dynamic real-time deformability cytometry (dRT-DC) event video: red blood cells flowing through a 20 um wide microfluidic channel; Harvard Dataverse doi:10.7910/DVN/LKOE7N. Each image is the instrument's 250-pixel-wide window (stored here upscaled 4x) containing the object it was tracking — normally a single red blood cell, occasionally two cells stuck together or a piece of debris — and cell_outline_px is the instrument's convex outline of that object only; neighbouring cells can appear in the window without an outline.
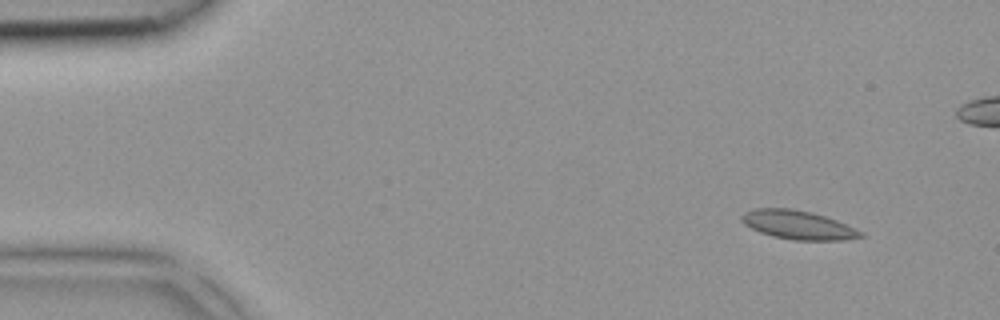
{"species": "common noctule bat (a hibernating species)", "species_latin": "Nyctalus noctula", "temperature_condition": "room temperature", "stored_images_in_passage": 41, "camera_frame_rate_fps": 3000, "um_per_image_px": 0.085, "animal": {"sex": "female", "body_mass_g": 18.4}, "frame": {"image": 1, "passage_image": 1, "time_ms": 0.0, "image_size_px": [1000, 320], "cell_outline_px": [[864, 236], [844, 240], [792, 240], [772, 236], [760, 232], [744, 224], [740, 220], [740, 216], [744, 212], [756, 208], [792, 208], [812, 212], [836, 220], [864, 232]], "centroid_in_image_um": [67.82, 19.11], "position_along_channel_um": 17.2, "area_um2": 20.0}}
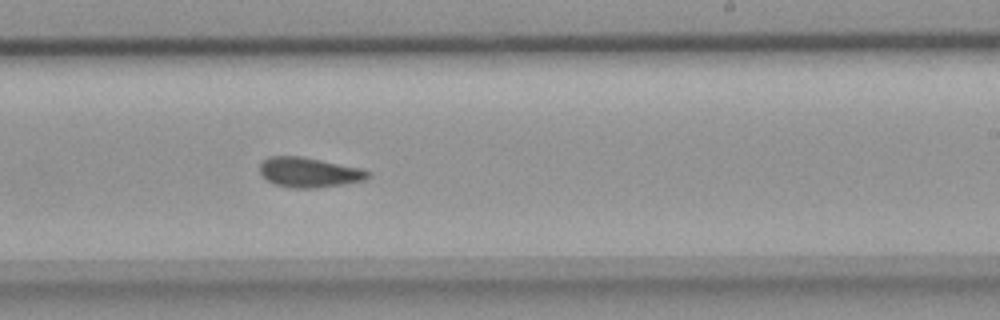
{"frame": {"image": 2, "passage_image": 23, "time_ms": 7.333, "image_size_px": [1000, 320], "cell_outline_px": [[372, 176], [364, 180], [344, 184], [316, 188], [288, 188], [272, 184], [260, 172], [260, 164], [268, 156], [300, 156], [360, 168], [372, 172]], "centroid_in_image_um": [26.28, 14.66], "position_along_channel_um": 262.7, "area_um2": 18.9}}
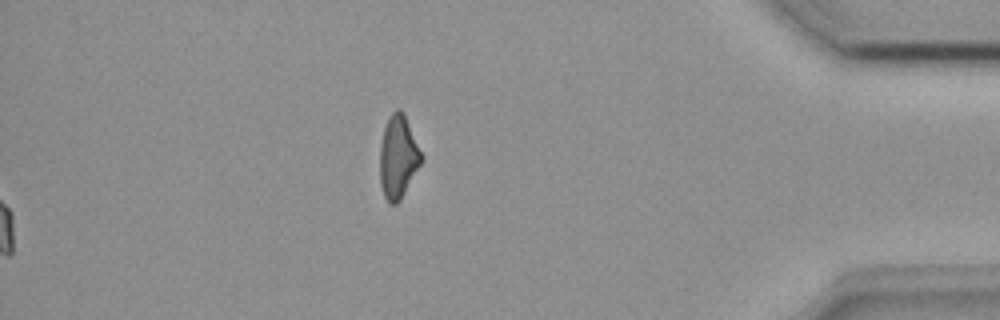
{"frame": {"image": 3, "passage_image": 41, "time_ms": 13.333, "image_size_px": [1000, 320], "cell_outline_px": [[424, 156], [420, 164], [400, 200], [396, 204], [392, 204], [384, 196], [380, 184], [380, 144], [384, 128], [392, 112], [396, 108], [400, 108], [404, 112]], "centroid_in_image_um": [33.85, 13.3], "position_along_channel_um": 401.4, "area_um2": 20.0}}